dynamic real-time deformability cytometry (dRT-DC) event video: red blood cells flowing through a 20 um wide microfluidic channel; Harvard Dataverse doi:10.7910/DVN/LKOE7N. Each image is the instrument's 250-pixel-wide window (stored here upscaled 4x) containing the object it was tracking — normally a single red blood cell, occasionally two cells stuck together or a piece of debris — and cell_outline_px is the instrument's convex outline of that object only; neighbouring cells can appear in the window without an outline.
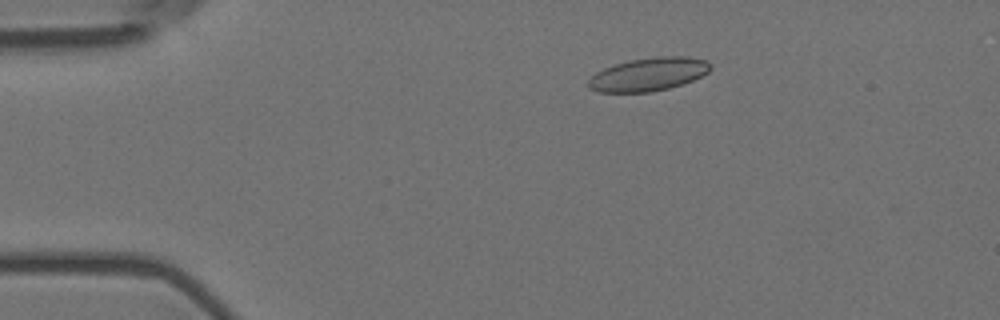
{"species": "Egyptian fruit bat (a non-hibernating species)", "species_latin": "Rousettus aegyptiacus", "temperature_condition": "room temperature", "stored_images_in_passage": 7, "camera_frame_rate_fps": 3000, "um_per_image_px": 0.085, "animal": {"sex": "female"}, "frame": {"image": 1, "passage_image": 4, "time_ms": 1.0, "image_size_px": [1000, 320], "cell_outline_px": [[712, 68], [708, 72], [692, 80], [668, 88], [648, 92], [596, 92], [588, 88], [588, 80], [596, 72], [612, 64], [628, 60], [656, 56], [688, 56], [708, 60], [712, 64]], "centroid_in_image_um": [55.11, 6.3], "position_along_channel_um": 29.9, "area_um2": 23.87}}
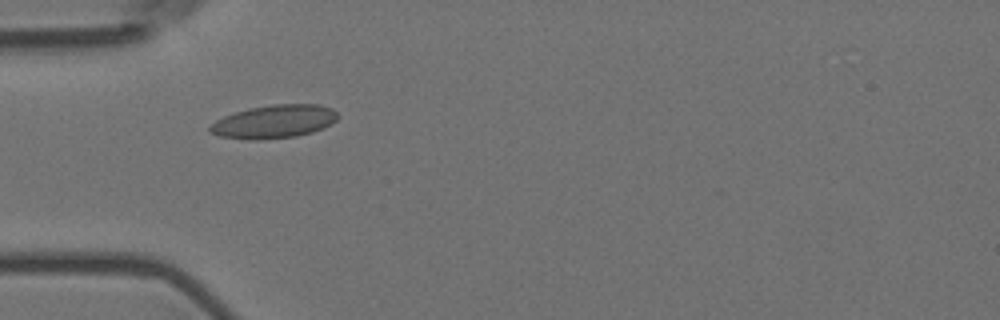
{"frame": {"image": 2, "passage_image": 6, "time_ms": 1.667, "image_size_px": [1000, 320], "cell_outline_px": [[340, 116], [332, 124], [324, 128], [312, 132], [296, 136], [256, 140], [248, 140], [220, 136], [208, 132], [208, 128], [216, 120], [224, 116], [248, 108], [272, 104], [320, 104], [332, 108]], "centroid_in_image_um": [23.32, 10.33], "position_along_channel_um": 61.7, "area_um2": 24.97}}
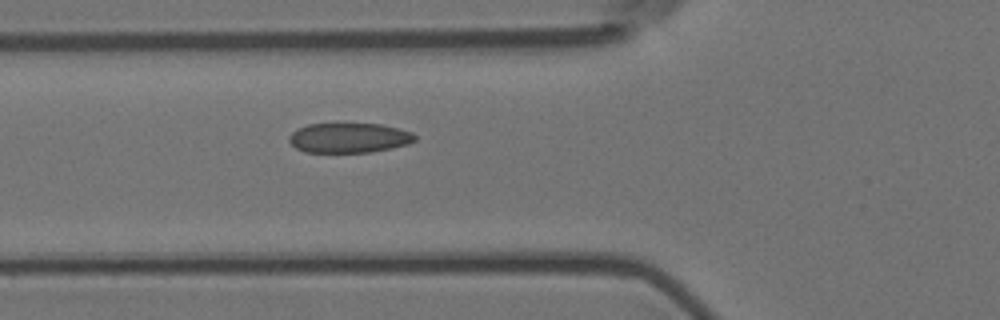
{"frame": {"image": 3, "passage_image": 7, "time_ms": 2.0, "image_size_px": [1000, 320], "cell_outline_px": [[416, 140], [408, 144], [392, 148], [368, 152], [304, 152], [296, 148], [288, 140], [288, 136], [296, 128], [308, 124], [380, 124], [412, 132], [416, 136]], "centroid_in_image_um": [29.64, 11.72], "position_along_channel_um": 96.2, "area_um2": 21.85}}